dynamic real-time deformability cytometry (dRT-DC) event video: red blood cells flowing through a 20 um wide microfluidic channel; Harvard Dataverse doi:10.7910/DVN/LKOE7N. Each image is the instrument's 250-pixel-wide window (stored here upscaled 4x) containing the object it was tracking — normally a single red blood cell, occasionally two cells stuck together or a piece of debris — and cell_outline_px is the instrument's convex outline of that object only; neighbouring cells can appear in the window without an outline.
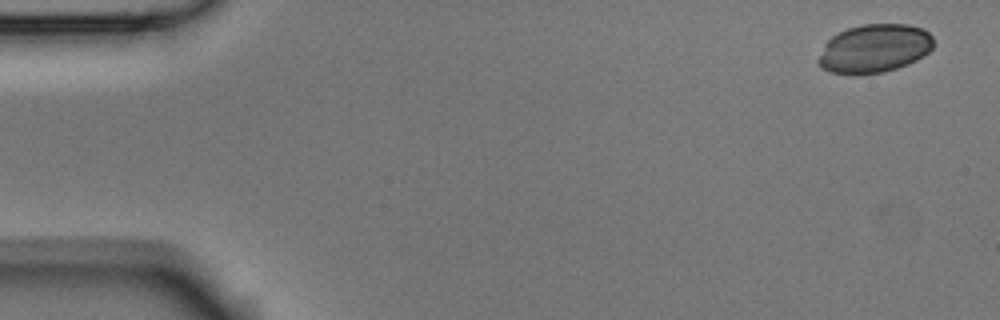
{"species": "Egyptian fruit bat (a non-hibernating species)", "species_latin": "Rousettus aegyptiacus", "temperature_condition": "room temperature", "stored_images_in_passage": 9, "camera_frame_rate_fps": 3000, "um_per_image_px": 0.085, "animal": {"sex": "male"}, "frame": {"image": 1, "passage_image": 1, "time_ms": 0.0, "image_size_px": [1000, 320], "cell_outline_px": [[932, 48], [924, 56], [908, 64], [884, 72], [852, 76], [828, 72], [820, 68], [816, 60], [824, 44], [832, 36], [848, 28], [864, 24], [908, 24], [924, 28], [932, 36]], "centroid_in_image_um": [74.28, 4.15], "position_along_channel_um": 10.7, "area_um2": 33.06}}
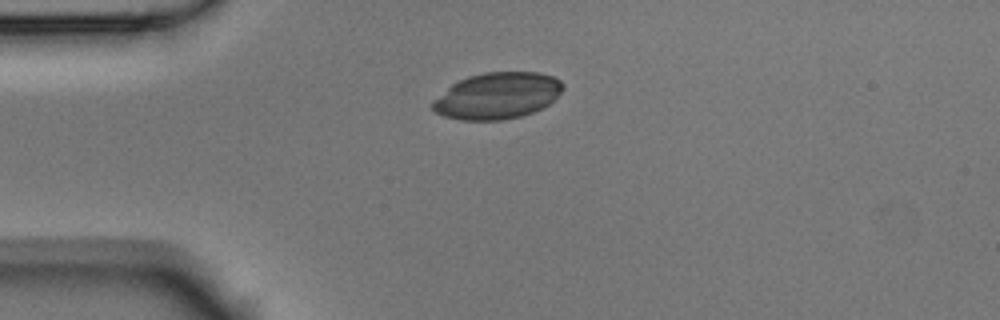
{"frame": {"image": 2, "passage_image": 4, "time_ms": 1.0, "image_size_px": [1000, 320], "cell_outline_px": [[564, 88], [548, 104], [532, 112], [520, 116], [500, 120], [460, 120], [444, 116], [436, 112], [432, 108], [432, 100], [452, 84], [468, 76], [484, 72], [540, 72], [552, 76], [560, 80], [564, 84]], "centroid_in_image_um": [42.25, 8.13], "position_along_channel_um": 42.7, "area_um2": 35.08}}